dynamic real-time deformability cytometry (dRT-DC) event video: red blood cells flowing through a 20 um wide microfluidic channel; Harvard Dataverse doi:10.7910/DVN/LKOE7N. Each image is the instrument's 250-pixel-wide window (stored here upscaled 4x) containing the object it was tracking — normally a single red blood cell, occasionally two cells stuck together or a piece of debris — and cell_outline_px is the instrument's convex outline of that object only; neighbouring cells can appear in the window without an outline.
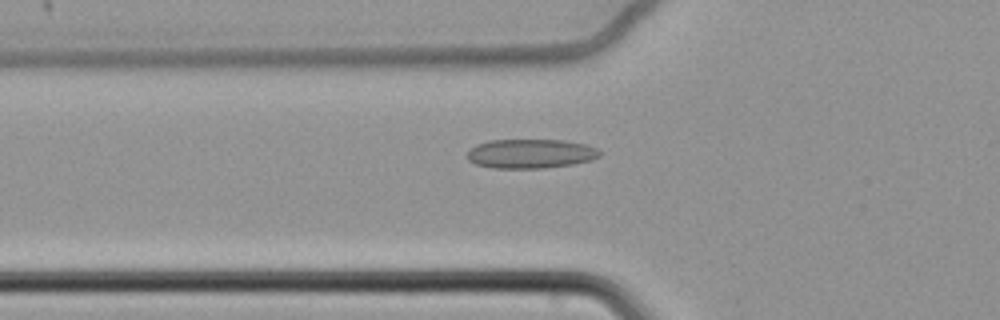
{"species": "common noctule bat (a hibernating species)", "species_latin": "Nyctalus noctula", "temperature_condition": "cold", "stored_images_in_passage": 61, "camera_frame_rate_fps": 3000, "um_per_image_px": 0.085, "animal": {"sex": "female", "body_mass_g": 22.7, "forearm_length_mm": 54.2}, "frame": {"image": 1, "passage_image": 22, "time_ms": 7.0, "image_size_px": [1000, 320], "cell_outline_px": [[600, 156], [592, 160], [572, 164], [544, 168], [496, 168], [476, 164], [468, 160], [468, 152], [476, 144], [488, 140], [564, 140], [588, 144], [596, 148], [600, 152]], "centroid_in_image_um": [45.13, 13.05], "position_along_channel_um": 80.7, "area_um2": 22.6}}
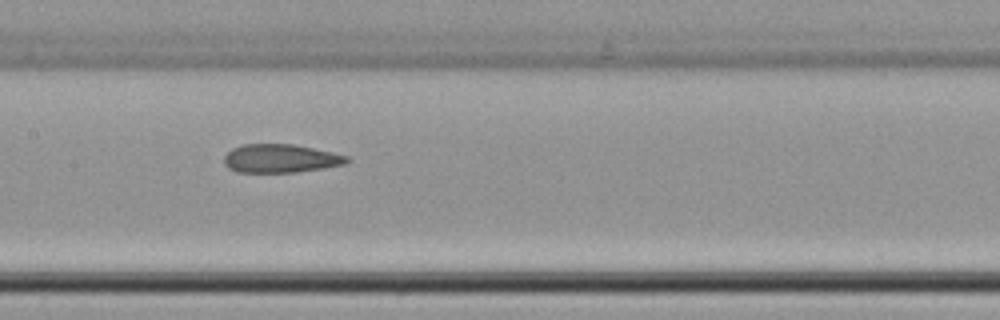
{"frame": {"image": 2, "passage_image": 31, "time_ms": 10.0, "image_size_px": [1000, 320], "cell_outline_px": [[352, 160], [344, 164], [324, 168], [296, 172], [236, 172], [228, 168], [224, 164], [224, 156], [232, 148], [244, 144], [292, 144], [332, 152], [348, 156]], "centroid_in_image_um": [23.84, 13.47], "position_along_channel_um": 183.6, "area_um2": 20.4}}
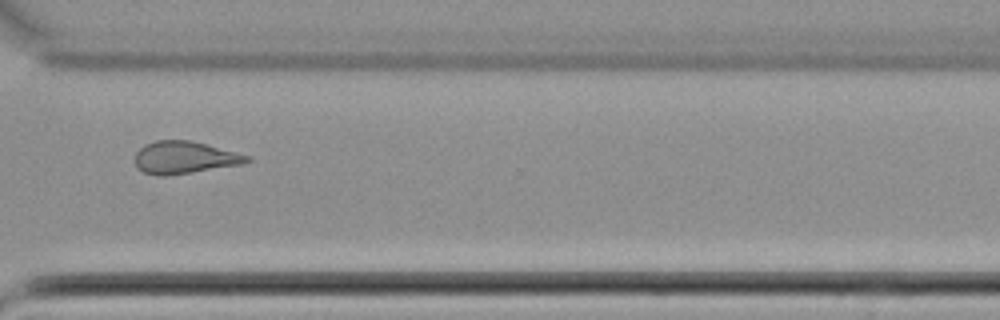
{"frame": {"image": 3, "passage_image": 46, "time_ms": 15.0, "image_size_px": [1000, 320], "cell_outline_px": [[252, 160], [244, 164], [168, 176], [156, 176], [144, 172], [136, 168], [136, 152], [144, 144], [156, 140], [188, 140], [252, 156]], "centroid_in_image_um": [15.69, 13.4], "position_along_channel_um": 354.9, "area_um2": 21.21}, "authors_computed_cell_mechanics": {"area_um2": 21.6172, "velocity_mm_per_s": 3.4225, "shape_relaxation_time_tau1_ms": null, "shape_relaxation_time_tau2_ms": 4.1255, "deformation_change_tau1": null, "deformation_change_tau2": 0.1155}}